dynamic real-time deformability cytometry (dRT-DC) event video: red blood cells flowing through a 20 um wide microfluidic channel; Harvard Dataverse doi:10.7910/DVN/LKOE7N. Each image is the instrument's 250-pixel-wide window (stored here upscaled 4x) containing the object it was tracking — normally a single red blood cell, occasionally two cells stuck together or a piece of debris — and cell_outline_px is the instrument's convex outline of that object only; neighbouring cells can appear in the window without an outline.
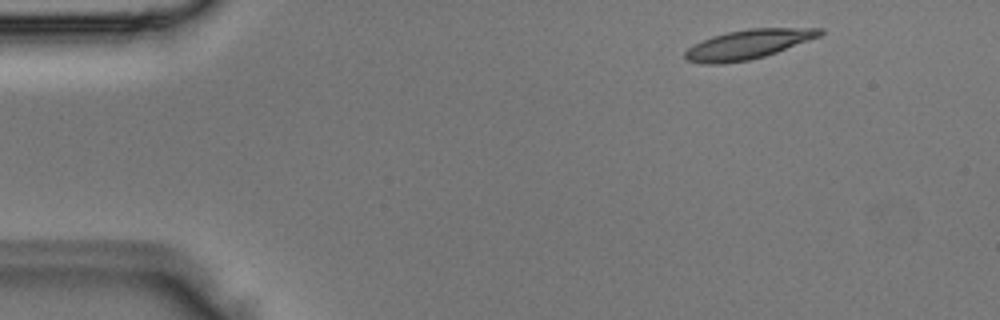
{"species": "Egyptian fruit bat (a non-hibernating species)", "species_latin": "Rousettus aegyptiacus", "temperature_condition": "room temperature", "stored_images_in_passage": 3, "camera_frame_rate_fps": 3000, "um_per_image_px": 0.085, "animal": {"sex": "male"}, "frame": {"image": 1, "passage_image": 1, "time_ms": 0.0, "image_size_px": [1000, 320], "cell_outline_px": [[824, 32], [820, 36], [776, 52], [764, 56], [748, 60], [724, 64], [704, 64], [684, 60], [684, 52], [688, 48], [712, 36], [728, 32], [748, 28], [824, 28]], "centroid_in_image_um": [63.56, 3.77], "position_along_channel_um": 21.4, "area_um2": 22.95}}
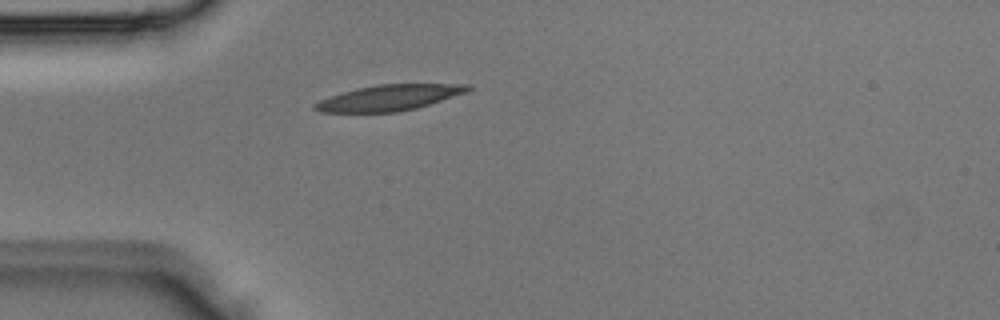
{"frame": {"image": 2, "passage_image": 3, "time_ms": 0.667, "image_size_px": [1000, 320], "cell_outline_px": [[472, 88], [468, 92], [416, 108], [396, 112], [320, 112], [312, 108], [312, 104], [320, 100], [356, 88], [376, 84], [472, 84]], "centroid_in_image_um": [33.1, 8.3], "position_along_channel_um": 51.9, "area_um2": 22.89}}